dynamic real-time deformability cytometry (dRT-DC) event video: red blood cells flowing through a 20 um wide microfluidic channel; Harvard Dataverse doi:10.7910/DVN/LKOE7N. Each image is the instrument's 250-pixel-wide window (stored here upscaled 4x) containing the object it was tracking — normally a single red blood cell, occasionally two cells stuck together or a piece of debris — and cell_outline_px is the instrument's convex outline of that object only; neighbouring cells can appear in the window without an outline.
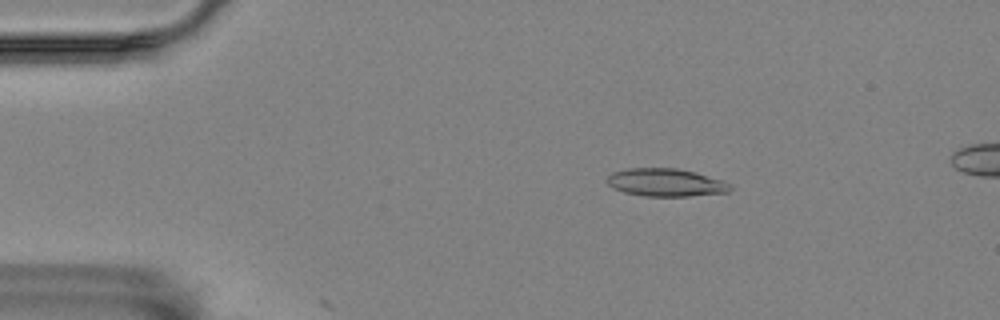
{"species": "Egyptian fruit bat (a non-hibernating species)", "species_latin": "Rousettus aegyptiacus", "temperature_condition": "room temperature", "stored_images_in_passage": 5, "camera_frame_rate_fps": 3000, "um_per_image_px": 0.085, "animal": {"sex": "female"}, "frame": {"image": 1, "passage_image": 4, "time_ms": 1.0, "image_size_px": [1000, 320], "cell_outline_px": [[732, 188], [728, 192], [688, 196], [644, 196], [624, 192], [612, 188], [604, 180], [612, 172], [628, 168], [676, 168], [724, 180], [732, 184]], "centroid_in_image_um": [56.56, 15.51], "position_along_channel_um": 28.4, "area_um2": 20.06}}